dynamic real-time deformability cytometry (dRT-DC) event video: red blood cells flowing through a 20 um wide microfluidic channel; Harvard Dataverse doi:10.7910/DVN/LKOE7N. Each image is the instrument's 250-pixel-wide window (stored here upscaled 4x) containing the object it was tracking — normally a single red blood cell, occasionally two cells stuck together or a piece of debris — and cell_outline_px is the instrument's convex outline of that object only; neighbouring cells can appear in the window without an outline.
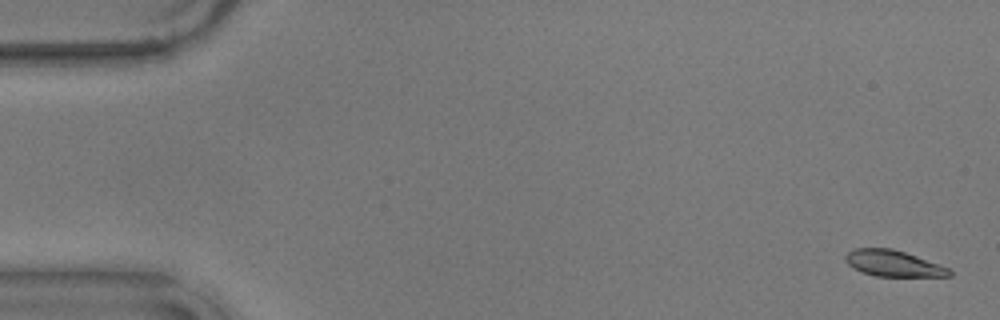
{"species": "common noctule bat (a hibernating species)", "species_latin": "Nyctalus noctula", "temperature_condition": "warm", "stored_images_in_passage": 57, "camera_frame_rate_fps": 3000, "um_per_image_px": 0.085, "animal": {"sex": "male", "body_mass_g": 17.9}, "frame": {"image": 1, "passage_image": 2, "time_ms": 0.333, "image_size_px": [1000, 320], "cell_outline_px": [[952, 276], [876, 276], [864, 272], [848, 264], [844, 260], [844, 256], [848, 252], [856, 248], [892, 248], [916, 256], [948, 268], [952, 272]], "centroid_in_image_um": [75.91, 22.38], "position_along_channel_um": 9.1, "area_um2": 15.49}}
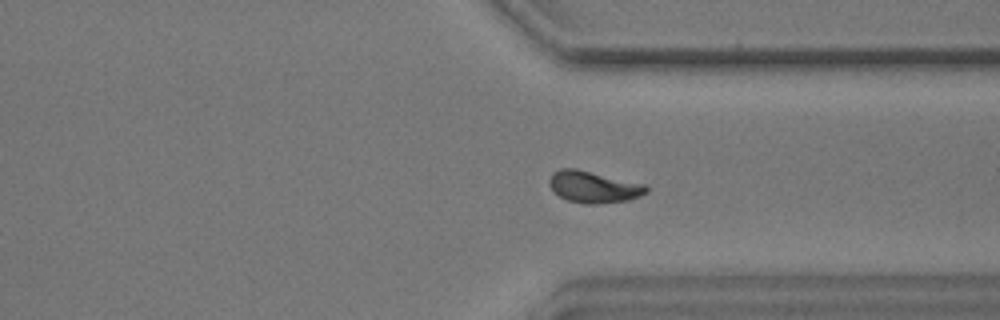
{"frame": {"image": 2, "passage_image": 43, "time_ms": 14.0, "image_size_px": [1000, 320], "cell_outline_px": [[648, 192], [640, 196], [628, 200], [596, 204], [584, 204], [568, 200], [552, 192], [548, 184], [548, 180], [552, 172], [560, 168], [576, 168], [644, 184], [648, 188]], "centroid_in_image_um": [50.4, 15.88], "position_along_channel_um": 361.0, "area_um2": 18.03}}
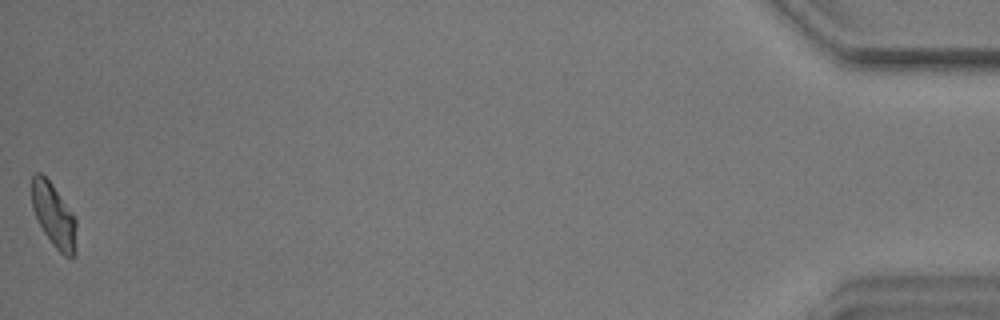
{"frame": {"image": 3, "passage_image": 57, "time_ms": 18.667, "image_size_px": [1000, 320], "cell_outline_px": [[76, 256], [72, 260], [68, 260], [52, 244], [44, 232], [32, 208], [32, 176], [36, 172], [40, 172], [52, 184], [72, 212], [76, 220]], "centroid_in_image_um": [4.61, 18.37], "position_along_channel_um": 430.6, "area_um2": 16.65}, "authors_computed_cell_mechanics": {"area_um2": 16.9932, "velocity_mm_per_s": 3.565, "shape_relaxation_time_tau1_ms": 4.2194, "shape_relaxation_time_tau2_ms": 2.2037, "deformation_change_tau1": 0.1403, "deformation_change_tau2": 0.0651}}